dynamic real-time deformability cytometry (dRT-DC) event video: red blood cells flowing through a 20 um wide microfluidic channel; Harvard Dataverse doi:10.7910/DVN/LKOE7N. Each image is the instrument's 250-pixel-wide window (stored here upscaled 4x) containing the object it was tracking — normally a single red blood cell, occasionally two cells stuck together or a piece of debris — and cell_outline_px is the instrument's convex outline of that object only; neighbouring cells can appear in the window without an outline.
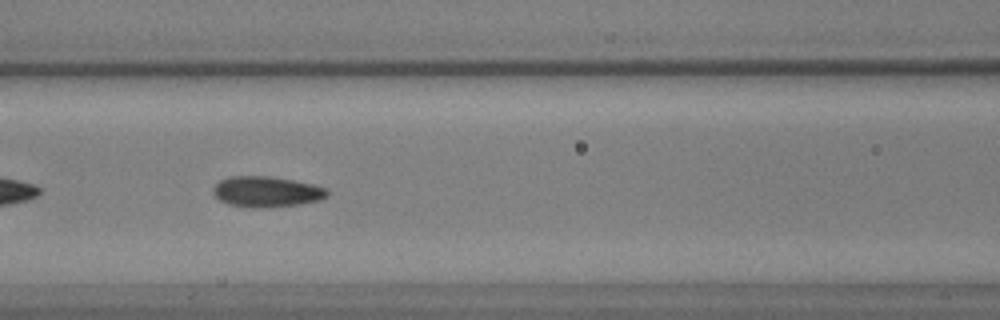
{"species": "common noctule bat (a hibernating species)", "species_latin": "Nyctalus noctula", "temperature_condition": "warm", "stored_images_in_passage": 42, "camera_frame_rate_fps": 3000, "um_per_image_px": 0.085, "animal": {"sex": "male", "body_mass_g": 17.9, "forearm_length_mm": 54.2}, "frame": {"image": 1, "passage_image": 9, "time_ms": 2.667, "image_size_px": [1000, 320], "cell_outline_px": [[328, 196], [320, 200], [300, 204], [264, 208], [248, 208], [228, 204], [220, 200], [212, 192], [212, 188], [220, 180], [228, 176], [268, 176], [292, 180], [312, 184], [324, 188], [328, 192]], "centroid_in_image_um": [22.62, 16.3], "position_along_channel_um": 144.0, "area_um2": 20.46}}
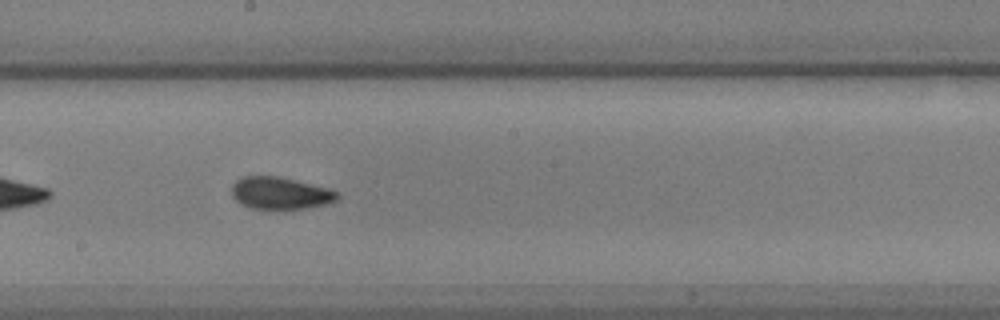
{"frame": {"image": 2, "passage_image": 16, "time_ms": 5.0, "image_size_px": [1000, 320], "cell_outline_px": [[340, 196], [336, 200], [324, 204], [284, 212], [276, 212], [252, 208], [240, 204], [232, 196], [232, 184], [240, 176], [276, 176], [328, 188], [340, 192]], "centroid_in_image_um": [23.79, 16.46], "position_along_channel_um": 224.4, "area_um2": 20.4}}
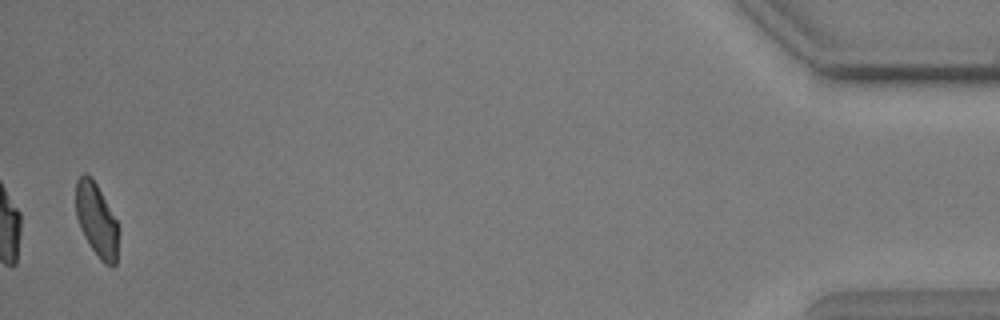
{"frame": {"image": 3, "passage_image": 41, "time_ms": 13.333, "image_size_px": [1000, 320], "cell_outline_px": [[120, 228], [116, 264], [112, 268], [104, 264], [100, 260], [84, 236], [80, 228], [76, 216], [76, 180], [84, 172], [92, 176], [116, 220]], "centroid_in_image_um": [8.23, 18.73], "position_along_channel_um": 427.0, "area_um2": 18.5}}